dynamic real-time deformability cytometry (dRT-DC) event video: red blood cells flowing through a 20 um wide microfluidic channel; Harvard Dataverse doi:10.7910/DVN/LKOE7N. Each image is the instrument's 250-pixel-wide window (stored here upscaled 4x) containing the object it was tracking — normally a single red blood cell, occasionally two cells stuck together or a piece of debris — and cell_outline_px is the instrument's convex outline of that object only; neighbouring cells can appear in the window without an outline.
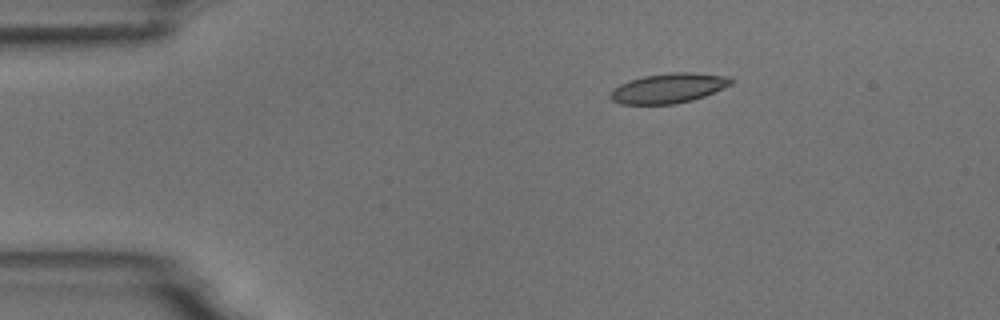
{"species": "common noctule bat (a hibernating species)", "species_latin": "Nyctalus noctula", "temperature_condition": "room temperature", "stored_images_in_passage": 4, "camera_frame_rate_fps": 3000, "um_per_image_px": 0.085, "animal": {"sex": "male", "body_mass_g": 18.8}, "frame": {"image": 1, "passage_image": 1, "time_ms": 0.0, "image_size_px": [1000, 320], "cell_outline_px": [[732, 84], [704, 96], [692, 100], [676, 104], [620, 104], [612, 100], [608, 96], [620, 84], [628, 80], [644, 76], [668, 72], [692, 72], [732, 76]], "centroid_in_image_um": [56.84, 7.48], "position_along_channel_um": 28.2, "area_um2": 21.04}}
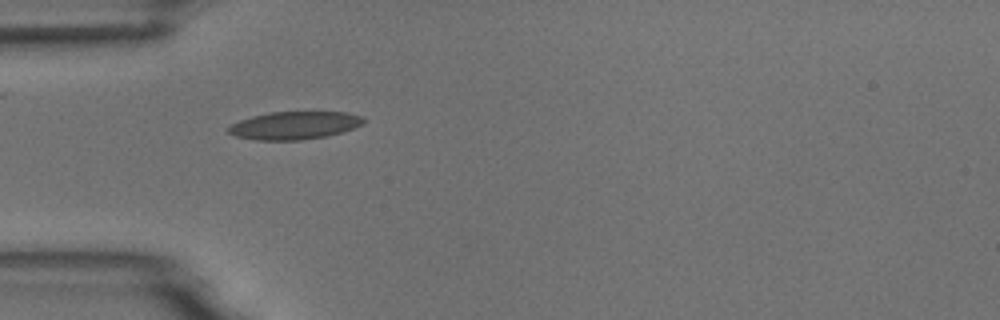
{"frame": {"image": 2, "passage_image": 3, "time_ms": 2.333, "image_size_px": [1000, 320], "cell_outline_px": [[364, 124], [340, 132], [324, 136], [300, 140], [256, 140], [236, 136], [228, 132], [228, 128], [232, 124], [240, 120], [252, 116], [268, 112], [344, 112], [364, 116]], "centroid_in_image_um": [25.02, 10.65], "position_along_channel_um": 60.0, "area_um2": 21.73}}